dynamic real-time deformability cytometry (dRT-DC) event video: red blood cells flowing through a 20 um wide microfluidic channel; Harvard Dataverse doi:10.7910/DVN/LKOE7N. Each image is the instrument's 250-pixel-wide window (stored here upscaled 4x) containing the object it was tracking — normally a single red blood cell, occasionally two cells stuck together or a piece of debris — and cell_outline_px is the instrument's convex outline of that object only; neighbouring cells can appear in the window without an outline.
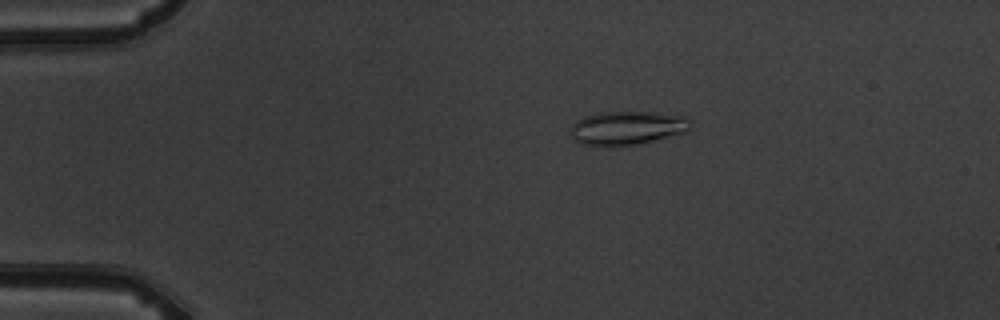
{"species": "common noctule bat (a hibernating species)", "species_latin": "Nyctalus noctula", "temperature_condition": "warm", "stored_images_in_passage": 5, "camera_frame_rate_fps": 3000, "um_per_image_px": 0.085, "animal": {"sex": "male", "body_mass_g": 19.5, "forearm_length_mm": 54.6}, "frame": {"image": 1, "passage_image": 3, "time_ms": 2.333, "image_size_px": [1000, 320], "cell_outline_px": [[692, 128], [684, 132], [636, 144], [612, 148], [608, 148], [580, 144], [568, 132], [572, 124], [576, 120], [584, 116], [600, 112], [648, 112], [684, 116], [692, 120]], "centroid_in_image_um": [53.25, 10.89], "position_along_channel_um": 31.8, "area_um2": 23.93}}